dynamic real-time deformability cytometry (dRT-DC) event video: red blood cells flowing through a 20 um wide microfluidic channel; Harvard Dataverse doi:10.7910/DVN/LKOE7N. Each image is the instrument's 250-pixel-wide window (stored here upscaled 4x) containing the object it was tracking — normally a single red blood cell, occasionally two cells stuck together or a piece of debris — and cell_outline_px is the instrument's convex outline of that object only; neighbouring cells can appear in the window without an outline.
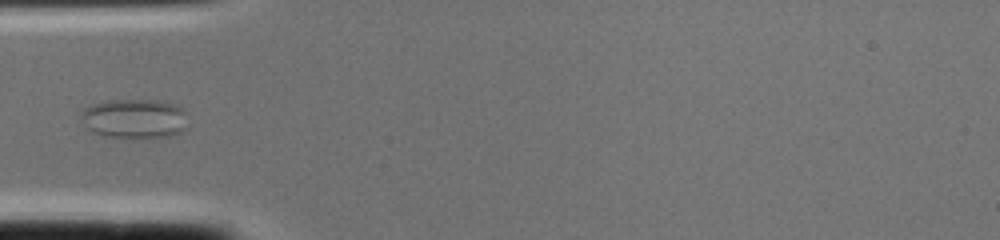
{"species": "common noctule bat (a hibernating species)", "species_latin": "Nyctalus noctula", "temperature_condition": "cold", "stored_images_in_passage": 2, "camera_frame_rate_fps": 3000, "um_per_image_px": 0.085, "animal": {"sex": "female", "body_mass_g": 22.0, "forearm_length_mm": 56.7}, "frame": {"image": 1, "passage_image": 2, "time_ms": 0.333, "image_size_px": [1000, 240], "cell_outline_px": [[188, 128], [180, 132], [168, 136], [104, 136], [92, 132], [84, 128], [80, 116], [80, 112], [84, 108], [92, 104], [108, 100], [160, 100], [180, 104], [184, 112]], "centroid_in_image_um": [11.41, 10.05], "position_along_channel_um": 73.6, "area_um2": 24.68}}